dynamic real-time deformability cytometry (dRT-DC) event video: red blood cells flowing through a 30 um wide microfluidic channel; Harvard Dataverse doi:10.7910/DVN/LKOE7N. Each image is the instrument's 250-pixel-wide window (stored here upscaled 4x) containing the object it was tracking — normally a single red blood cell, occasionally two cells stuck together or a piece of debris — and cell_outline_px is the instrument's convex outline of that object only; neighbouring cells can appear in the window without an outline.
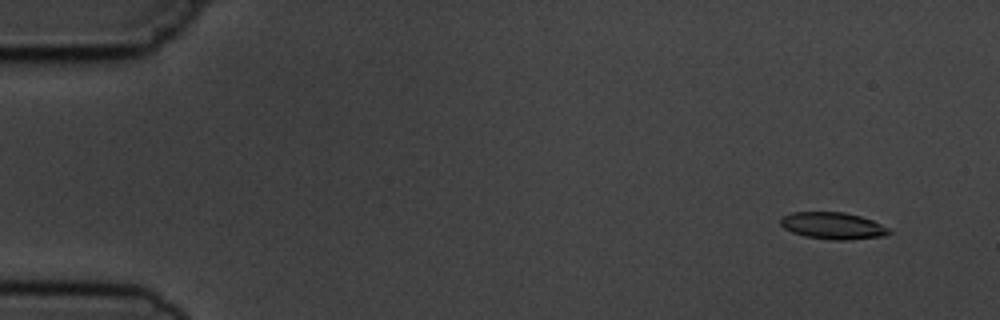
{"species": "common noctule bat (a hibernating species)", "species_latin": "Nyctalus noctula", "temperature_condition": "cold", "stored_images_in_passage": 5, "camera_frame_rate_fps": 3000, "um_per_image_px": 0.085, "animal": {"sex": "male", "body_mass_g": 19.5, "forearm_length_mm": 54.6}, "frame": {"image": 1, "passage_image": 1, "time_ms": 0.0, "image_size_px": [1000, 320], "cell_outline_px": [[892, 232], [884, 236], [844, 240], [832, 240], [804, 236], [792, 232], [784, 228], [780, 224], [780, 220], [784, 216], [792, 212], [844, 212], [860, 216], [872, 220], [888, 228]], "centroid_in_image_um": [70.78, 19.19], "position_along_channel_um": 14.2, "area_um2": 16.88}}
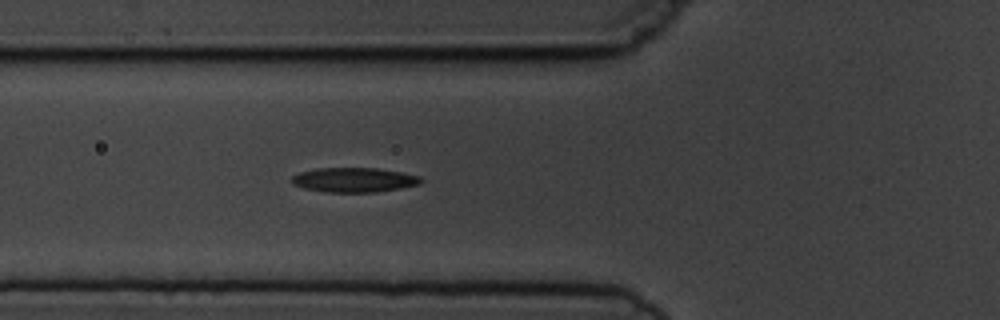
{"frame": {"image": 2, "passage_image": 5, "time_ms": 5.333, "image_size_px": [1000, 320], "cell_outline_px": [[424, 180], [420, 184], [400, 188], [376, 192], [324, 192], [304, 188], [292, 184], [292, 176], [300, 172], [316, 168], [376, 168], [404, 172], [420, 176]], "centroid_in_image_um": [30.12, 15.29], "position_along_channel_um": 95.7, "area_um2": 18.61}}